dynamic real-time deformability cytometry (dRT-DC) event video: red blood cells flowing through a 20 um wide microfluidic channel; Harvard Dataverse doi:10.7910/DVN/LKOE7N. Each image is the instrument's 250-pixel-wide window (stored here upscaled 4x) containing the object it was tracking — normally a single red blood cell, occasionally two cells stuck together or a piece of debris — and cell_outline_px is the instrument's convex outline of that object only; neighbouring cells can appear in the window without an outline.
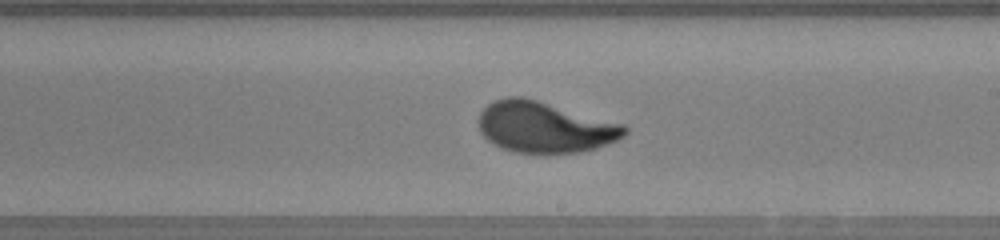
{"species": "human", "species_latin": "Homo sapiens", "temperature_condition": "warm", "stored_images_in_passage": 32, "camera_frame_rate_fps": 3000, "um_per_image_px": 0.085, "donor": {"sex": "female"}, "frame": {"image": 1, "passage_image": 17, "time_ms": 5.333, "image_size_px": [1000, 240], "cell_outline_px": [[628, 132], [624, 136], [616, 140], [596, 148], [580, 152], [516, 152], [500, 148], [488, 140], [480, 132], [476, 120], [480, 112], [488, 104], [496, 100], [508, 96], [524, 96], [624, 124], [628, 128]], "centroid_in_image_um": [46.27, 10.79], "position_along_channel_um": 242.7, "area_um2": 43.41}}
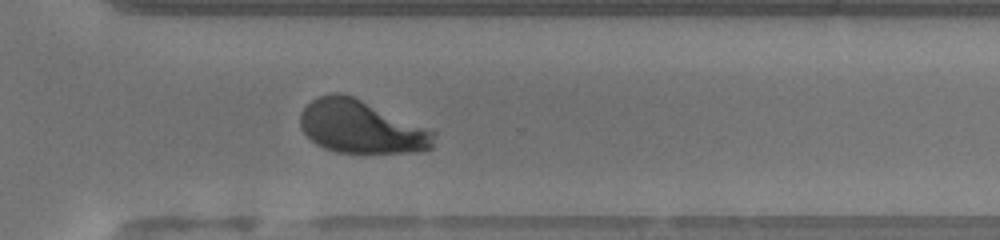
{"frame": {"image": 2, "passage_image": 24, "time_ms": 7.667, "image_size_px": [1000, 240], "cell_outline_px": [[436, 132], [432, 148], [420, 152], [336, 152], [324, 148], [316, 144], [300, 128], [300, 112], [312, 100], [320, 96], [332, 92], [340, 92], [352, 96]], "centroid_in_image_um": [30.67, 10.79], "position_along_channel_um": 339.9, "area_um2": 40.81}}
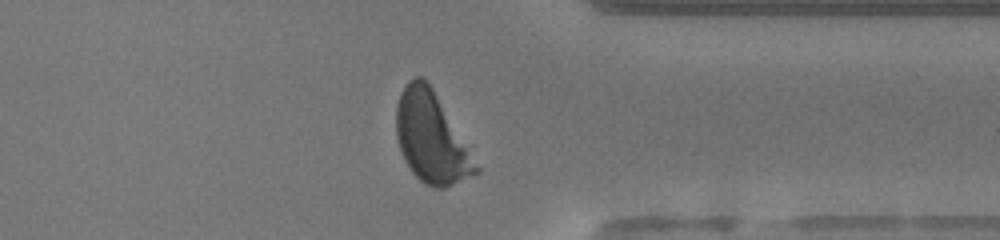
{"frame": {"image": 3, "passage_image": 27, "time_ms": 8.667, "image_size_px": [1000, 240], "cell_outline_px": [[480, 172], [444, 188], [436, 188], [424, 184], [412, 172], [404, 160], [400, 152], [396, 136], [396, 104], [400, 92], [404, 84], [408, 80], [416, 76], [420, 76], [432, 88], [480, 168]], "centroid_in_image_um": [36.61, 11.71], "position_along_channel_um": 374.8, "area_um2": 41.56}, "authors_computed_cell_mechanics": {"area_um2": 43.35, "velocity_mm_per_s": 4.1609, "shape_relaxation_time_tau1_ms": 2.9999, "shape_relaxation_time_tau2_ms": null, "deformation_change_tau1": 0.204, "deformation_change_tau2": null}}